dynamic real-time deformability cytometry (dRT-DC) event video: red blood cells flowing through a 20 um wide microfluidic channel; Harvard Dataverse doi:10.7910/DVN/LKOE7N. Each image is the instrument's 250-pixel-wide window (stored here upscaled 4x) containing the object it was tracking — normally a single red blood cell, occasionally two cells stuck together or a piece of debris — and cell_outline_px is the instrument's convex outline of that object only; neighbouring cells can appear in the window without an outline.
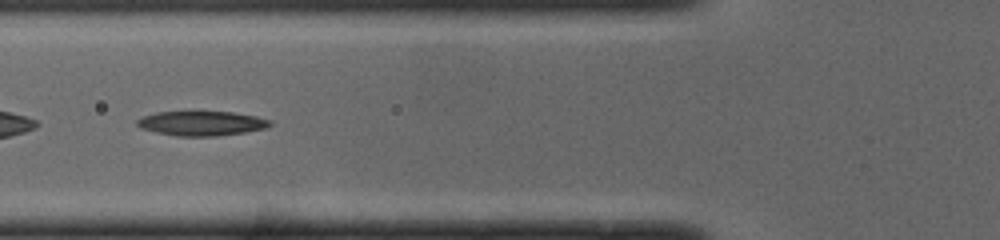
{"species": "common noctule bat (a hibernating species)", "species_latin": "Nyctalus noctula", "temperature_condition": "cold", "stored_images_in_passage": 36, "camera_frame_rate_fps": 3000, "um_per_image_px": 0.085, "animal": {"sex": "male", "body_mass_g": 19.0, "forearm_length_mm": 50.8}, "frame": {"image": 1, "passage_image": 6, "time_ms": 1.667, "image_size_px": [1000, 240], "cell_outline_px": [[272, 124], [264, 128], [244, 132], [216, 136], [176, 136], [156, 132], [140, 128], [136, 124], [136, 120], [144, 116], [156, 112], [196, 108], [232, 112], [256, 116], [272, 120]], "centroid_in_image_um": [17.09, 10.42], "position_along_channel_um": 108.7, "area_um2": 20.0}}
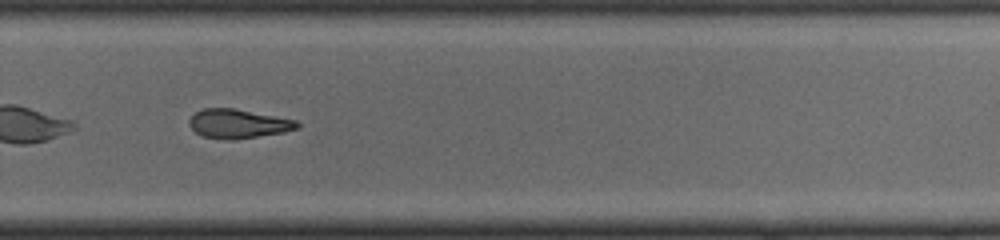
{"frame": {"image": 2, "passage_image": 21, "time_ms": 6.667, "image_size_px": [1000, 240], "cell_outline_px": [[300, 128], [284, 132], [232, 140], [228, 140], [200, 136], [188, 124], [188, 120], [196, 112], [204, 108], [236, 108], [296, 120], [300, 124]], "centroid_in_image_um": [20.24, 10.51], "position_along_channel_um": 309.6, "area_um2": 18.38}, "authors_computed_cell_mechanics": {"area_um2": 19.2185, "velocity_mm_per_s": 4.0184, "shape_relaxation_time_tau1_ms": 5.7423, "shape_relaxation_time_tau2_ms": 10.061, "deformation_change_tau1": 0.1739, "deformation_change_tau2": 0.2269}}